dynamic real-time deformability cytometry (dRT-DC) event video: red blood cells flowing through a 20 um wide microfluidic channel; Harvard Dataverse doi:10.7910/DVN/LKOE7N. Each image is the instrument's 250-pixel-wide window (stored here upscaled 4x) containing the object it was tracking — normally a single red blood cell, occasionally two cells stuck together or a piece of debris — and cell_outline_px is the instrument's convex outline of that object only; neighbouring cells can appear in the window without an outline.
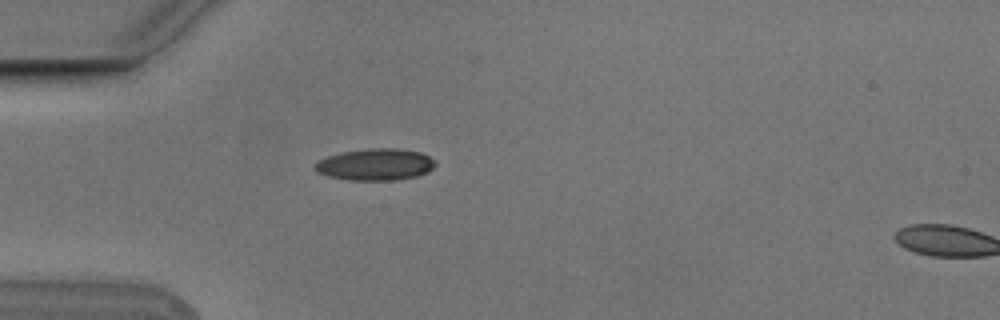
{"species": "Egyptian fruit bat (a non-hibernating species)", "species_latin": "Rousettus aegyptiacus", "temperature_condition": "cold", "stored_images_in_passage": 2, "segment_of_instrument_passage": [1, 2], "camera_frame_rate_fps": 3000, "um_per_image_px": 0.085, "animal": {"sex": "male"}, "frame": {"image": 1, "passage_image": 1, "time_ms": 0.0, "image_size_px": [1000, 320], "cell_outline_px": [[436, 164], [428, 172], [416, 176], [396, 180], [352, 180], [328, 176], [316, 172], [312, 168], [320, 160], [328, 156], [340, 152], [368, 148], [400, 148], [420, 152], [436, 160]], "centroid_in_image_um": [31.92, 13.97], "position_along_channel_um": 53.1, "area_um2": 22.37}}